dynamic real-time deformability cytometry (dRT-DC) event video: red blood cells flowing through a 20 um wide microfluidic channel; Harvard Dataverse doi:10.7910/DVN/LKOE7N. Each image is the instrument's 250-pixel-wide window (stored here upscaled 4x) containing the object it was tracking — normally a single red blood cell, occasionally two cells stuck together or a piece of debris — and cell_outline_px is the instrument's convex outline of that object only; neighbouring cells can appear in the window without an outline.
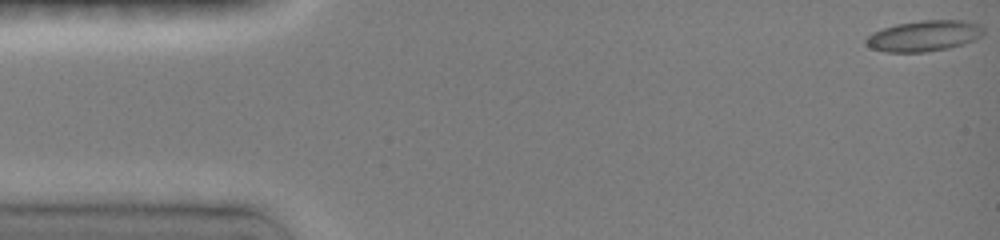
{"species": "common noctule bat (a hibernating species)", "species_latin": "Nyctalus noctula", "temperature_condition": "room temperature", "stored_images_in_passage": 47, "camera_frame_rate_fps": 3000, "um_per_image_px": 0.085, "animal": {"sex": "female", "body_mass_g": 19.0, "forearm_length_mm": 51.5}, "frame": {"image": 1, "passage_image": 1, "time_ms": 0.0, "image_size_px": [1000, 240], "cell_outline_px": [[984, 32], [976, 40], [964, 44], [948, 48], [924, 52], [884, 52], [872, 48], [864, 44], [864, 40], [872, 32], [896, 24], [924, 20], [964, 20], [980, 24], [984, 28]], "centroid_in_image_um": [78.55, 3.05], "position_along_channel_um": 6.4, "area_um2": 21.27}}
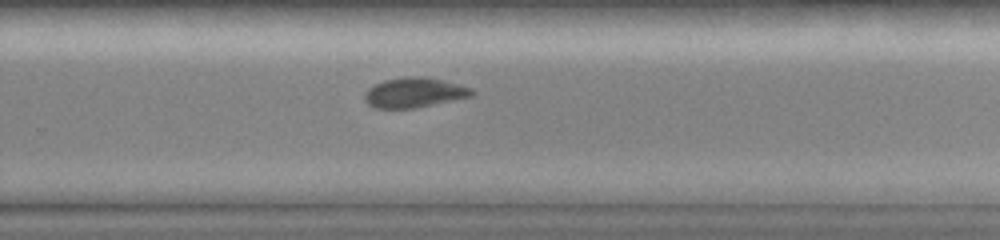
{"frame": {"image": 2, "passage_image": 32, "time_ms": 10.333, "image_size_px": [1000, 240], "cell_outline_px": [[476, 92], [472, 96], [416, 108], [376, 108], [368, 104], [364, 100], [364, 96], [368, 88], [384, 80], [408, 76], [424, 76], [444, 80], [472, 88]], "centroid_in_image_um": [35.23, 7.86], "position_along_channel_um": 294.6, "area_um2": 18.73}}
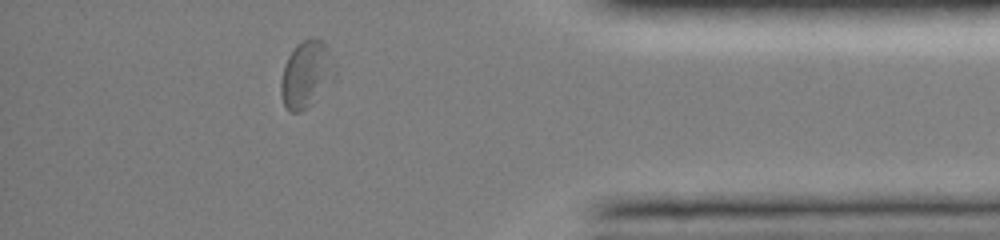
{"frame": {"image": 3, "passage_image": 42, "time_ms": 13.667, "image_size_px": [1000, 240], "cell_outline_px": [[336, 76], [300, 112], [288, 112], [284, 104], [280, 92], [280, 84], [284, 64], [288, 56], [296, 44], [312, 36], [320, 40], [324, 44], [328, 52], [336, 72]], "centroid_in_image_um": [25.98, 6.29], "position_along_channel_um": 409.2, "area_um2": 20.35}, "authors_computed_cell_mechanics": {"area_um2": 18.7272, "velocity_mm_per_s": 3.9957, "shape_relaxation_time_tau1_ms": 5.3526, "shape_relaxation_time_tau2_ms": 7.521, "deformation_change_tau1": 0.1479, "deformation_change_tau2": 0.1184}}